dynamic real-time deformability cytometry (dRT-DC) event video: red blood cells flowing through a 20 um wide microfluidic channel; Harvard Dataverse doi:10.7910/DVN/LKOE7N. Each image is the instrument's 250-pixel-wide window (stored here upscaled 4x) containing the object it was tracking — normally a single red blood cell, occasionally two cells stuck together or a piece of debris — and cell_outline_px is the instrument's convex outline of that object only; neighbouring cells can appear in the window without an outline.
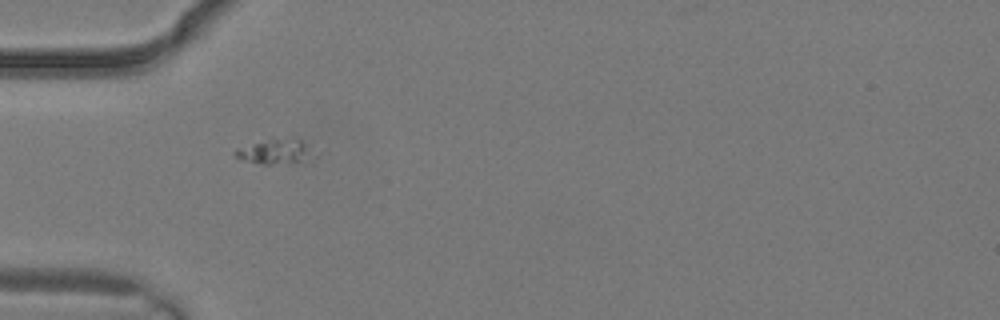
{"species": "common noctule bat (a hibernating species)", "species_latin": "Nyctalus noctula", "temperature_condition": "warm", "stored_images_in_passage": 1, "camera_frame_rate_fps": 3000, "um_per_image_px": 0.085, "animal": {"sex": "male", "body_mass_g": 19.2, "forearm_length_mm": 51.8}, "frame": {"image": 1, "passage_image": 1, "time_ms": 0.0, "image_size_px": [1000, 320], "cell_outline_px": [[308, 156], [300, 160], [272, 164], [264, 164], [240, 160], [232, 152], [236, 148], [272, 136], [300, 136], [308, 152]], "centroid_in_image_um": [23.22, 12.78], "position_along_channel_um": 61.8, "area_um2": 11.39}}